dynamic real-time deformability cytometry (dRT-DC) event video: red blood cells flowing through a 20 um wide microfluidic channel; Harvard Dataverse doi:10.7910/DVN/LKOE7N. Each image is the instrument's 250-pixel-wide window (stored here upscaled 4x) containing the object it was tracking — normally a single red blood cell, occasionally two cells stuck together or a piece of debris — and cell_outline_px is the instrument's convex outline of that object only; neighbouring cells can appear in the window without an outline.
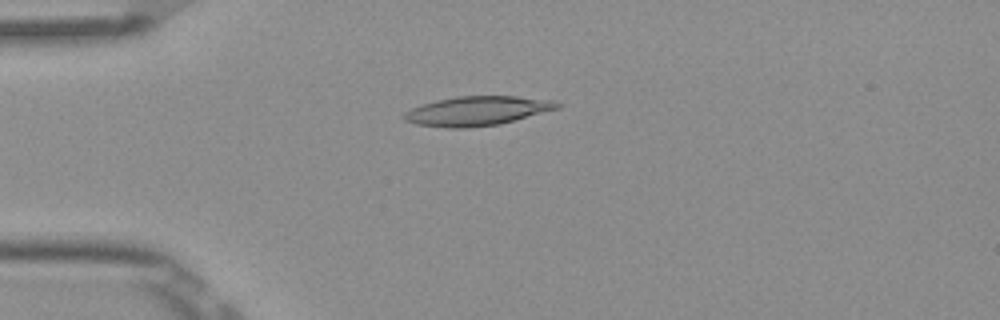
{"species": "Egyptian fruit bat (a non-hibernating species)", "species_latin": "Rousettus aegyptiacus", "temperature_condition": "room temperature", "stored_images_in_passage": 40, "camera_frame_rate_fps": 3000, "um_per_image_px": 0.085, "frame": {"image": 1, "passage_image": 1, "time_ms": 0.0, "image_size_px": [1000, 320], "cell_outline_px": [[564, 104], [560, 108], [500, 124], [468, 128], [448, 128], [416, 124], [404, 120], [404, 112], [420, 104], [436, 100], [456, 96], [516, 96], [552, 100]], "centroid_in_image_um": [40.57, 9.42], "position_along_channel_um": 44.4, "area_um2": 26.3}}
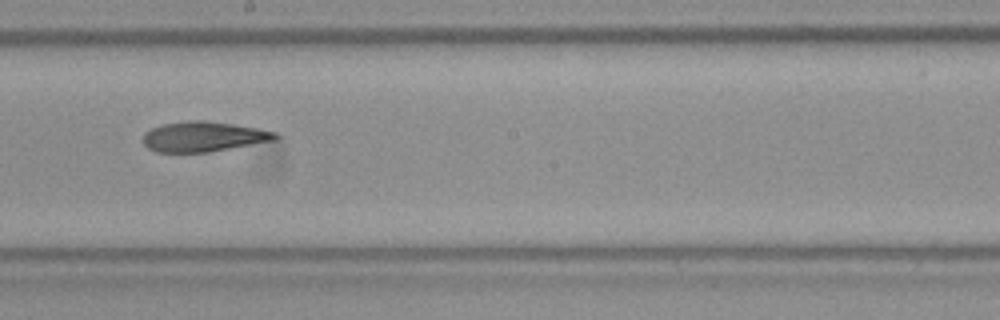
{"frame": {"image": 2, "passage_image": 17, "time_ms": 5.333, "image_size_px": [1000, 320], "cell_outline_px": [[280, 140], [208, 152], [156, 152], [148, 148], [144, 144], [144, 132], [152, 128], [164, 124], [188, 120], [204, 120], [232, 124], [256, 128], [276, 132], [280, 136]], "centroid_in_image_um": [17.35, 11.62], "position_along_channel_um": 230.9, "area_um2": 23.29}}
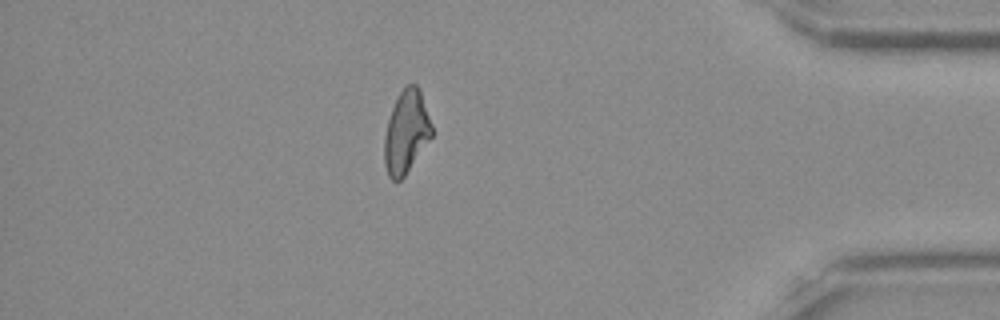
{"frame": {"image": 3, "passage_image": 33, "time_ms": 10.667, "image_size_px": [1000, 320], "cell_outline_px": [[432, 136], [404, 176], [400, 180], [392, 180], [388, 176], [384, 164], [384, 136], [388, 120], [392, 108], [400, 92], [408, 84], [416, 84], [420, 88], [432, 124]], "centroid_in_image_um": [34.53, 11.21], "position_along_channel_um": 400.7, "area_um2": 22.77}, "authors_computed_cell_mechanics": {"area_um2": 23.8425, "velocity_mm_per_s": 3.8842, "shape_relaxation_time_tau1_ms": null, "shape_relaxation_time_tau2_ms": 6.975, "deformation_change_tau1": null, "deformation_change_tau2": 0.1909}}